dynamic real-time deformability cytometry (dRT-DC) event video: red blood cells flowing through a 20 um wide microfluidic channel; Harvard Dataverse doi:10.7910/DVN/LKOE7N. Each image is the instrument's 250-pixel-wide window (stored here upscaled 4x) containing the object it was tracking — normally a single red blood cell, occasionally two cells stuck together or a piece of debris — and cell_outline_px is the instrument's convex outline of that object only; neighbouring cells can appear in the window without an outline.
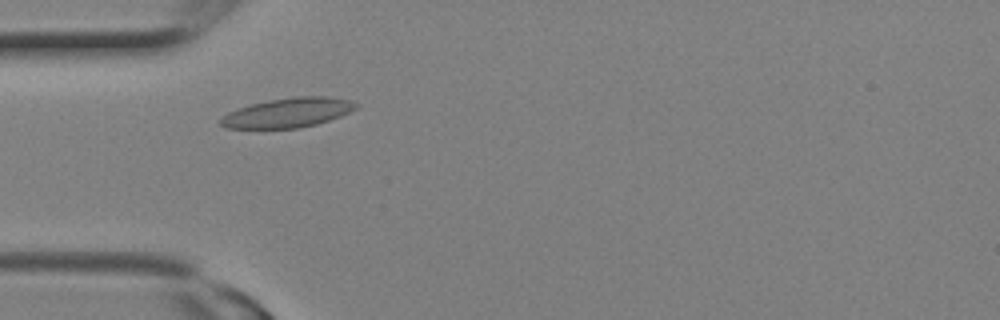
{"species": "Egyptian fruit bat (a non-hibernating species)", "species_latin": "Rousettus aegyptiacus", "temperature_condition": "room temperature", "stored_images_in_passage": 8, "camera_frame_rate_fps": 3000, "um_per_image_px": 0.085, "animal": {"sex": "female"}, "frame": {"image": 1, "passage_image": 5, "time_ms": 1.333, "image_size_px": [1000, 320], "cell_outline_px": [[360, 104], [356, 108], [340, 116], [316, 124], [300, 128], [224, 128], [220, 124], [220, 120], [228, 112], [252, 104], [268, 100], [292, 96], [328, 96], [348, 100]], "centroid_in_image_um": [24.48, 9.57], "position_along_channel_um": 60.5, "area_um2": 23.12}}
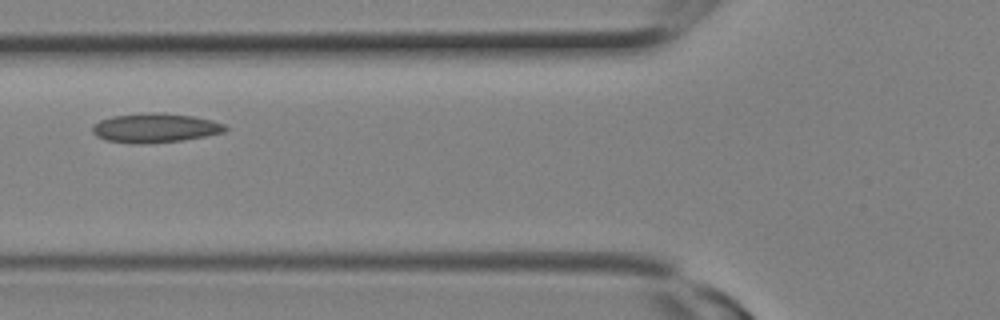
{"frame": {"image": 2, "passage_image": 7, "time_ms": 2.0, "image_size_px": [1000, 320], "cell_outline_px": [[228, 128], [224, 132], [184, 140], [144, 144], [136, 144], [104, 140], [96, 136], [92, 132], [92, 128], [100, 120], [112, 116], [152, 112], [156, 112], [192, 116], [212, 120], [224, 124]], "centroid_in_image_um": [13.17, 10.88], "position_along_channel_um": 112.6, "area_um2": 22.6}}